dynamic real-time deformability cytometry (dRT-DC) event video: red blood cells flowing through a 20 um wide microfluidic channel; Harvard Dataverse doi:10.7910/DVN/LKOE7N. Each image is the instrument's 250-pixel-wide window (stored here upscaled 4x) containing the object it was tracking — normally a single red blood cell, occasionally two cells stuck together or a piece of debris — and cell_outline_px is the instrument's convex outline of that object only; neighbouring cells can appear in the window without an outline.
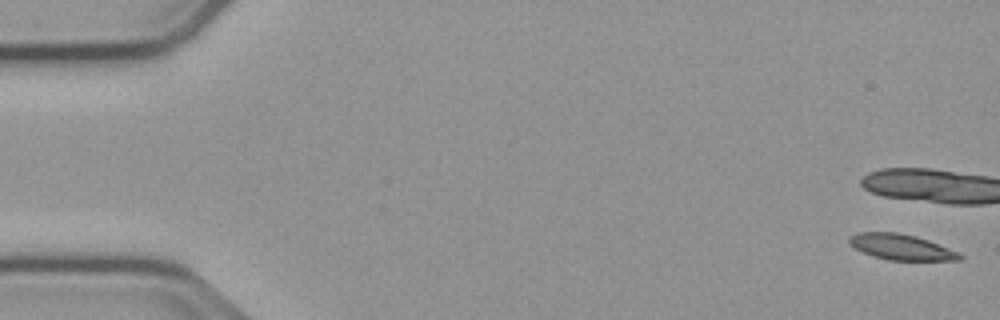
{"species": "common noctule bat (a hibernating species)", "species_latin": "Nyctalus noctula", "temperature_condition": "cold", "stored_images_in_passage": 10, "camera_frame_rate_fps": 3000, "um_per_image_px": 0.085, "animal": {"sex": "male", "body_mass_g": 23.1, "forearm_length_mm": 52.7}, "frame": {"image": 1, "passage_image": 1, "time_ms": 0.0, "image_size_px": [1000, 320], "cell_outline_px": [[964, 256], [960, 260], [888, 260], [872, 256], [848, 244], [848, 236], [856, 232], [896, 232], [916, 236], [928, 240], [960, 252]], "centroid_in_image_um": [76.59, 20.99], "position_along_channel_um": 8.4, "area_um2": 16.65}}